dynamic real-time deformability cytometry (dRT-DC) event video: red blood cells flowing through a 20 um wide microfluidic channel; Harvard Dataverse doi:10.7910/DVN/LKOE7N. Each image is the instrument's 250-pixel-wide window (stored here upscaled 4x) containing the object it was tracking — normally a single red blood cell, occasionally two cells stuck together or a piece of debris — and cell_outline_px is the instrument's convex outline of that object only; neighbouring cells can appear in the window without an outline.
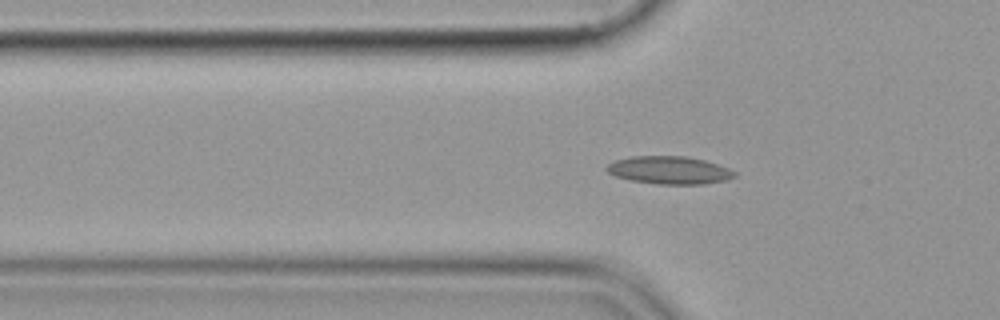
{"species": "common noctule bat (a hibernating species)", "species_latin": "Nyctalus noctula", "temperature_condition": "cold", "stored_images_in_passage": 43, "camera_frame_rate_fps": 3000, "um_per_image_px": 0.085, "animal": {"sex": "female", "body_mass_g": 19.9}, "frame": {"image": 1, "passage_image": 6, "time_ms": 1.667, "image_size_px": [1000, 320], "cell_outline_px": [[736, 176], [728, 180], [704, 184], [656, 184], [632, 180], [616, 176], [608, 172], [604, 168], [608, 164], [616, 160], [632, 156], [684, 156], [704, 160], [728, 168], [736, 172]], "centroid_in_image_um": [56.9, 14.47], "position_along_channel_um": 68.9, "area_um2": 20.63}}
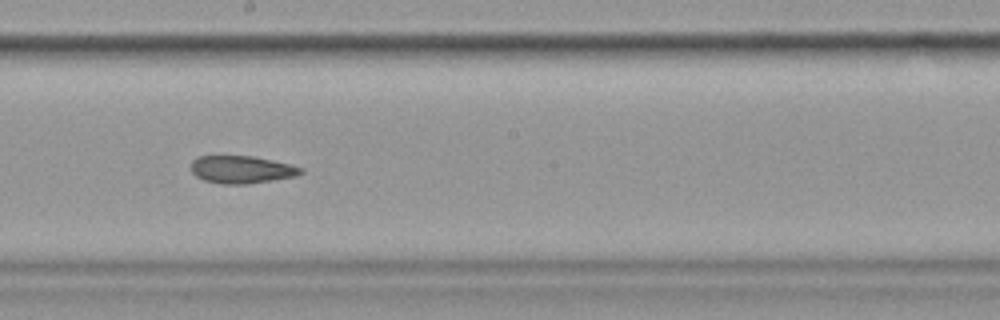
{"frame": {"image": 2, "passage_image": 19, "time_ms": 6.0, "image_size_px": [1000, 320], "cell_outline_px": [[304, 172], [296, 176], [248, 184], [220, 184], [204, 180], [196, 176], [192, 172], [192, 160], [196, 156], [252, 156], [272, 160], [304, 168]], "centroid_in_image_um": [20.53, 14.41], "position_along_channel_um": 227.7, "area_um2": 17.63}}
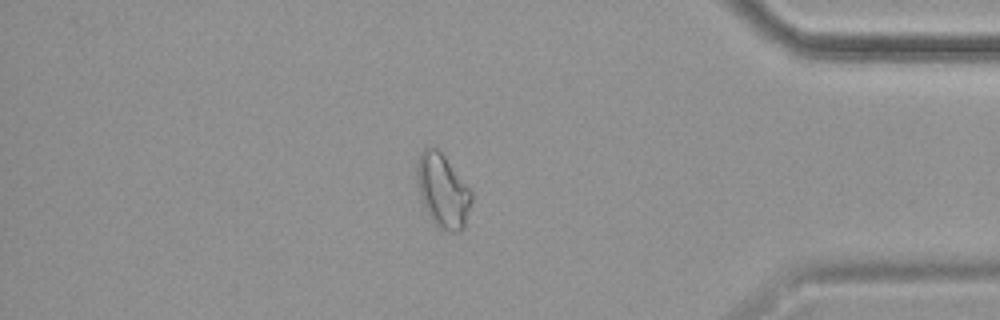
{"frame": {"image": 3, "passage_image": 35, "time_ms": 11.333, "image_size_px": [1000, 320], "cell_outline_px": [[472, 200], [464, 228], [460, 232], [440, 232], [428, 216], [420, 196], [416, 176], [416, 164], [420, 152], [424, 148], [432, 144], [444, 156], [472, 192]], "centroid_in_image_um": [37.61, 16.25], "position_along_channel_um": 397.6, "area_um2": 23.7}}